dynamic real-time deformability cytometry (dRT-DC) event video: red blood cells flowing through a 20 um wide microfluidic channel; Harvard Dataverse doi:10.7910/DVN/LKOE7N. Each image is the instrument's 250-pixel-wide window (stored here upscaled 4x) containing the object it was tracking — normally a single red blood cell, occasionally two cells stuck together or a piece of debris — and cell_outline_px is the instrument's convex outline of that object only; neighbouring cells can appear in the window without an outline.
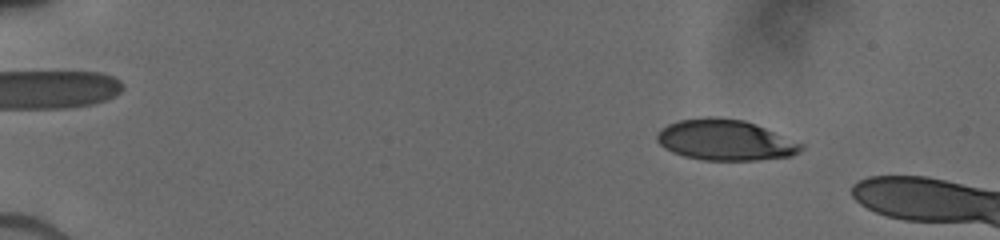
{"species": "human", "species_latin": "Homo sapiens", "temperature_condition": "cold", "stored_images_in_passage": 12, "camera_frame_rate_fps": 3000, "um_per_image_px": 0.085, "donor": {"sex": "male"}, "frame": {"image": 1, "passage_image": 6, "time_ms": 2.333, "image_size_px": [1000, 240], "cell_outline_px": [[804, 148], [800, 152], [792, 156], [760, 160], [704, 160], [684, 156], [672, 152], [664, 148], [656, 140], [656, 136], [668, 124], [680, 120], [704, 116], [716, 116], [744, 120], [756, 124], [804, 144]], "centroid_in_image_um": [61.67, 11.9], "position_along_channel_um": 23.3, "area_um2": 34.39}}